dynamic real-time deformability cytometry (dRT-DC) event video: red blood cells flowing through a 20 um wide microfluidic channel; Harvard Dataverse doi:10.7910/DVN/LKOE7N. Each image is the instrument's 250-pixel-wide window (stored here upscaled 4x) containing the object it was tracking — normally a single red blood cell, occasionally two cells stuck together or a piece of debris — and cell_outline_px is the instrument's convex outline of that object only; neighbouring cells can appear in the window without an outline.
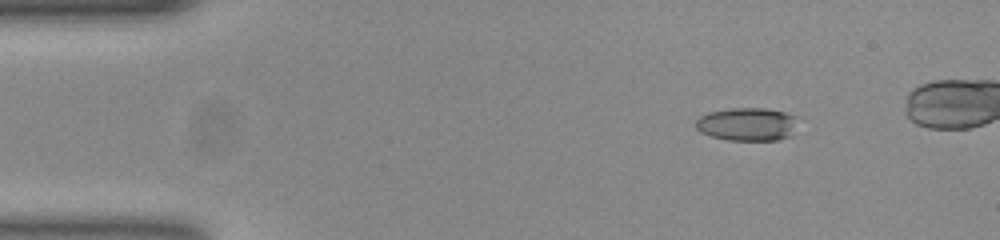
{"species": "common noctule bat (a hibernating species)", "species_latin": "Nyctalus noctula", "temperature_condition": "room temperature", "stored_images_in_passage": 41, "camera_frame_rate_fps": 3000, "um_per_image_px": 0.085, "animal": {"sex": "female", "body_mass_g": 23.0, "forearm_length_mm": 53.4}, "frame": {"image": 1, "passage_image": 1, "time_ms": 0.0, "image_size_px": [1000, 240], "cell_outline_px": [[796, 116], [792, 136], [780, 140], [728, 140], [712, 136], [700, 132], [696, 128], [696, 120], [700, 116], [708, 112], [732, 108], [768, 108], [784, 112]], "centroid_in_image_um": [63.51, 10.56], "position_along_channel_um": 21.5, "area_um2": 19.77}}
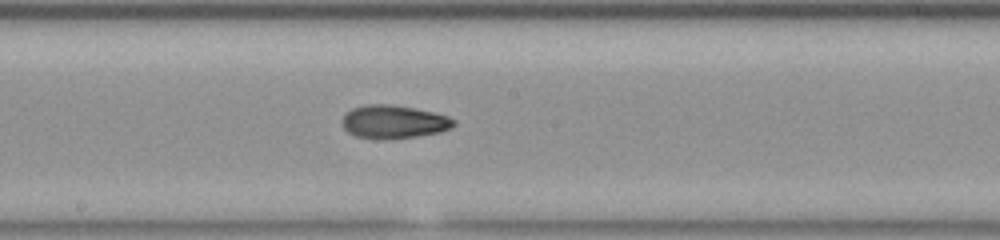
{"frame": {"image": 2, "passage_image": 22, "time_ms": 7.0, "image_size_px": [1000, 240], "cell_outline_px": [[456, 124], [452, 128], [440, 132], [416, 136], [380, 140], [356, 136], [348, 132], [344, 128], [340, 120], [344, 112], [352, 108], [364, 104], [392, 104], [436, 112], [448, 116], [456, 120]], "centroid_in_image_um": [33.45, 10.34], "position_along_channel_um": 214.8, "area_um2": 22.08}}
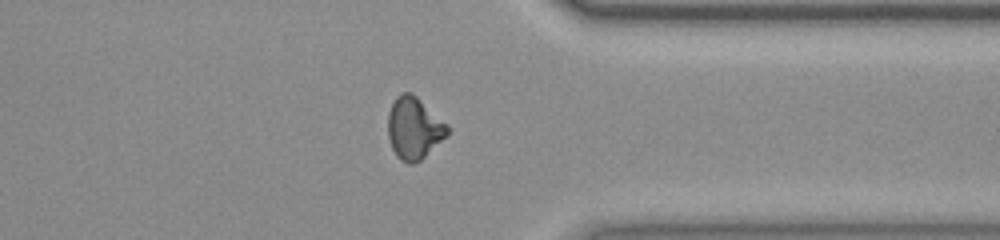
{"frame": {"image": 3, "passage_image": 35, "time_ms": 11.333, "image_size_px": [1000, 240], "cell_outline_px": [[452, 128], [448, 136], [416, 164], [408, 164], [400, 160], [396, 156], [392, 148], [388, 136], [388, 112], [396, 96], [400, 92], [412, 92], [448, 124]], "centroid_in_image_um": [35.22, 10.9], "position_along_channel_um": 376.2, "area_um2": 21.96}}